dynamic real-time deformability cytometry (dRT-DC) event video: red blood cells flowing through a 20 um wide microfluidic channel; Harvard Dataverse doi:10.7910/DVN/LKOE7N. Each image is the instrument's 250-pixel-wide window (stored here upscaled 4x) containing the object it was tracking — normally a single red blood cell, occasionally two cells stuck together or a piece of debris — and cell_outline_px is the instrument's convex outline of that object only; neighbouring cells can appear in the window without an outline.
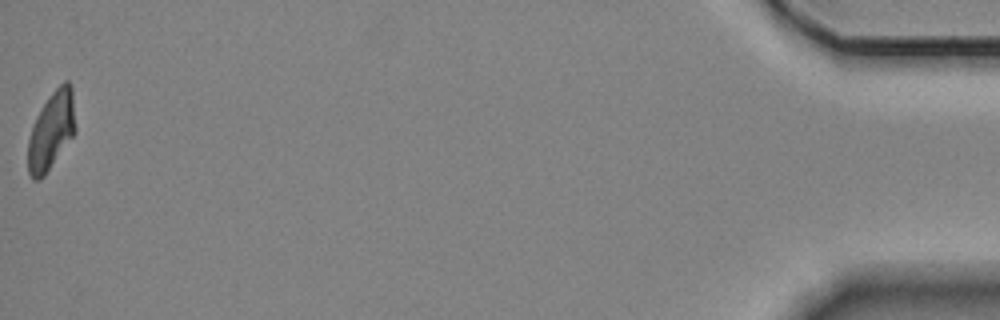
{"species": "Egyptian fruit bat (a non-hibernating species)", "species_latin": "Rousettus aegyptiacus", "temperature_condition": "room temperature", "stored_images_in_passage": 14, "camera_frame_rate_fps": 3000, "um_per_image_px": 0.085, "animal": {"sex": "female"}, "frame": {"image": 1, "passage_image": 14, "time_ms": 4.333, "image_size_px": [1000, 320], "cell_outline_px": [[76, 132], [44, 176], [40, 180], [32, 180], [28, 172], [28, 140], [36, 116], [52, 92], [64, 80], [68, 80], [72, 84], [76, 128]], "centroid_in_image_um": [4.38, 11.1], "position_along_channel_um": 430.8, "area_um2": 21.62}}